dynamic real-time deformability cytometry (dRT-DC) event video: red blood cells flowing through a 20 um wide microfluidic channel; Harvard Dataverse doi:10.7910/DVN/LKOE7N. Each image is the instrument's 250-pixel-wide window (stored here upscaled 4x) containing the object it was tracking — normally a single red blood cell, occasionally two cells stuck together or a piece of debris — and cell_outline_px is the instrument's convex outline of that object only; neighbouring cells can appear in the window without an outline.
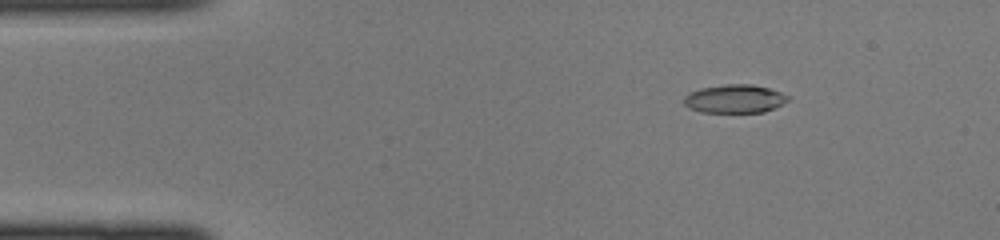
{"species": "common noctule bat (a hibernating species)", "species_latin": "Nyctalus noctula", "temperature_condition": "cold", "stored_images_in_passage": 44, "camera_frame_rate_fps": 3000, "um_per_image_px": 0.085, "animal": {"sex": "female", "body_mass_g": 22.0, "forearm_length_mm": 56.7}, "frame": {"image": 1, "passage_image": 6, "time_ms": 1.667, "image_size_px": [1000, 240], "cell_outline_px": [[788, 100], [764, 112], [700, 112], [688, 108], [684, 104], [684, 96], [688, 92], [700, 88], [728, 84], [752, 84], [768, 88], [780, 92], [788, 96]], "centroid_in_image_um": [62.38, 8.39], "position_along_channel_um": 22.6, "area_um2": 17.11}}
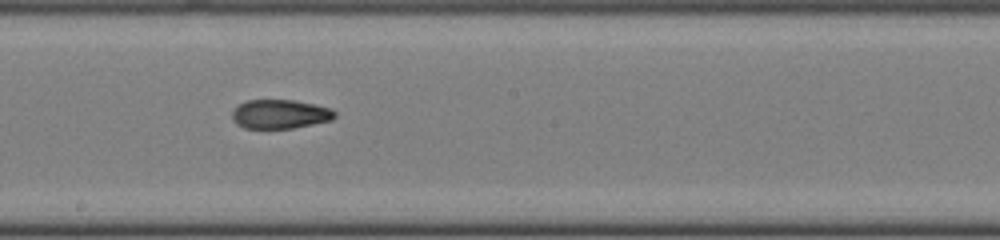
{"frame": {"image": 2, "passage_image": 24, "time_ms": 7.667, "image_size_px": [1000, 240], "cell_outline_px": [[336, 116], [332, 120], [292, 128], [244, 128], [236, 124], [232, 120], [232, 112], [240, 104], [248, 100], [296, 100], [332, 108], [336, 112]], "centroid_in_image_um": [23.82, 9.7], "position_along_channel_um": 224.4, "area_um2": 17.4}}
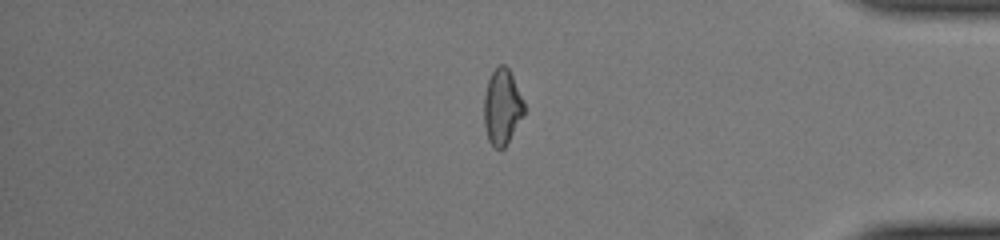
{"frame": {"image": 3, "passage_image": 37, "time_ms": 12.0, "image_size_px": [1000, 240], "cell_outline_px": [[524, 116], [504, 148], [496, 148], [488, 140], [484, 124], [484, 96], [488, 80], [492, 72], [500, 64], [504, 64], [508, 68], [524, 100]], "centroid_in_image_um": [42.68, 9.09], "position_along_channel_um": 392.5, "area_um2": 17.63}}